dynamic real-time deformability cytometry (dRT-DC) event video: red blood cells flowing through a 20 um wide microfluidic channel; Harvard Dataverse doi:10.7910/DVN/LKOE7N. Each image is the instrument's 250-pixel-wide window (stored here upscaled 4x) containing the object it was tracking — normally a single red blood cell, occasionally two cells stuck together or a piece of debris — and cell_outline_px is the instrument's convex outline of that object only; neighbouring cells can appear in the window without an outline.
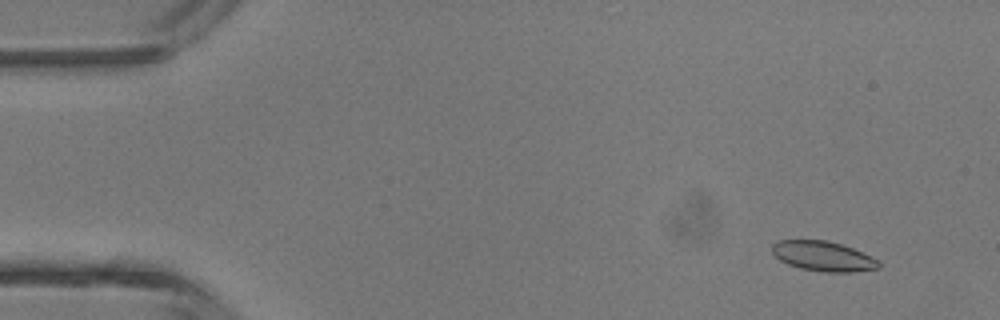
{"species": "common noctule bat (a hibernating species)", "species_latin": "Nyctalus noctula", "temperature_condition": "room temperature", "stored_images_in_passage": 45, "camera_frame_rate_fps": 3000, "um_per_image_px": 0.085, "animal": {"sex": "male", "body_mass_g": 13.3}, "frame": {"image": 1, "passage_image": 3, "time_ms": 0.667, "image_size_px": [1000, 320], "cell_outline_px": [[880, 268], [852, 272], [824, 272], [800, 268], [788, 264], [780, 260], [772, 252], [772, 244], [776, 240], [828, 240], [852, 248], [872, 256], [880, 260]], "centroid_in_image_um": [69.98, 21.77], "position_along_channel_um": 15.0, "area_um2": 18.67}}
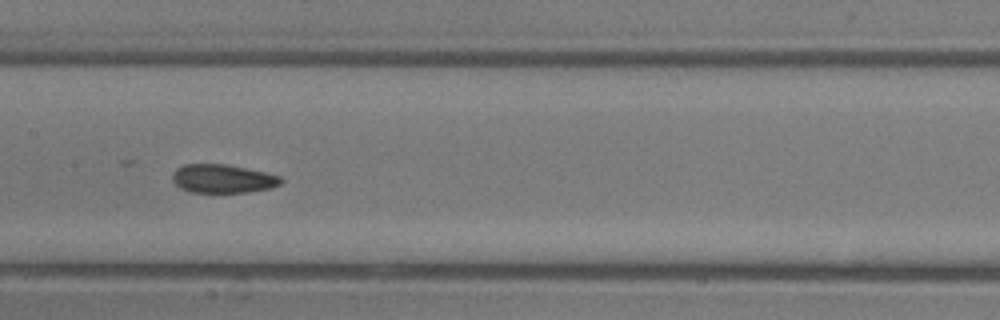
{"frame": {"image": 2, "passage_image": 22, "time_ms": 7.0, "image_size_px": [1000, 320], "cell_outline_px": [[284, 180], [280, 184], [272, 188], [244, 192], [192, 192], [180, 188], [172, 180], [172, 176], [176, 168], [184, 164], [228, 164], [264, 172], [280, 176]], "centroid_in_image_um": [18.93, 15.18], "position_along_channel_um": 188.5, "area_um2": 18.03}}
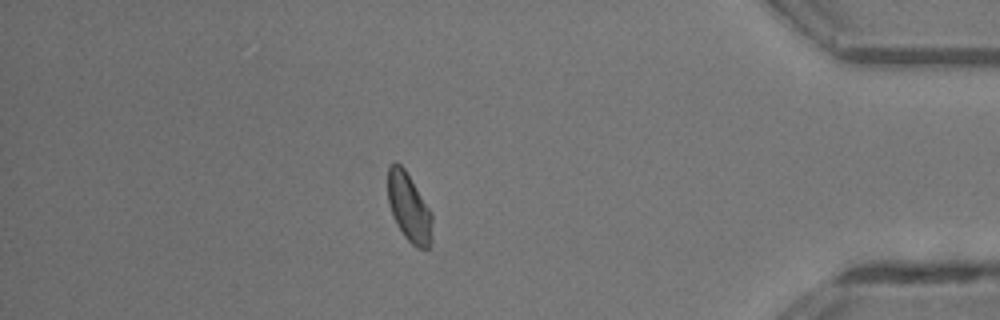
{"frame": {"image": 3, "passage_image": 39, "time_ms": 12.667, "image_size_px": [1000, 320], "cell_outline_px": [[432, 240], [428, 248], [416, 248], [404, 236], [396, 224], [388, 200], [388, 168], [396, 160], [404, 168], [428, 208], [432, 216]], "centroid_in_image_um": [34.76, 17.66], "position_along_channel_um": 400.4, "area_um2": 17.4}, "authors_computed_cell_mechanics": {"area_um2": 18.3804, "velocity_mm_per_s": 4.4843, "shape_relaxation_time_tau1_ms": 5.4309, "shape_relaxation_time_tau2_ms": 1.7014, "deformation_change_tau1": 0.1226, "deformation_change_tau2": 0.0698}}